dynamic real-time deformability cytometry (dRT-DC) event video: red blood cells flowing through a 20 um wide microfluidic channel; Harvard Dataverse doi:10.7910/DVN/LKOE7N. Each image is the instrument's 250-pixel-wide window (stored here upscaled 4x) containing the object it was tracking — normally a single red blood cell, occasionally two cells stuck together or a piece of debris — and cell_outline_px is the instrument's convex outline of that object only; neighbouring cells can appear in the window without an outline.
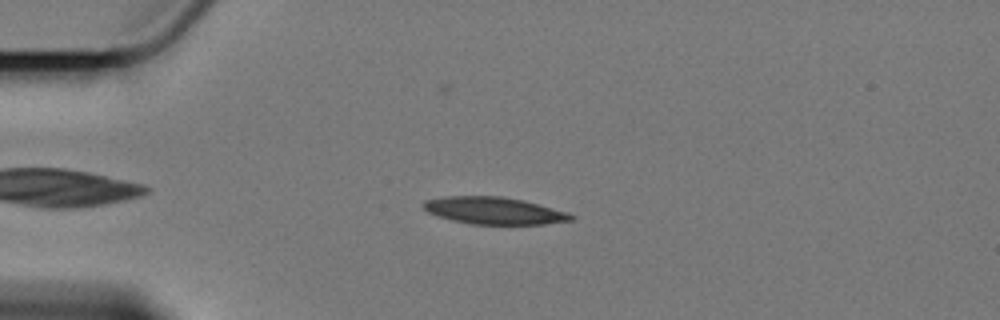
{"species": "Egyptian fruit bat (a non-hibernating species)", "species_latin": "Rousettus aegyptiacus", "temperature_condition": "cold", "stored_images_in_passage": 54, "camera_frame_rate_fps": 3000, "um_per_image_px": 0.085, "animal": {"sex": "female"}, "frame": {"image": 1, "passage_image": 9, "time_ms": 2.667, "image_size_px": [1000, 320], "cell_outline_px": [[576, 216], [572, 220], [544, 224], [472, 224], [452, 220], [428, 212], [424, 208], [424, 200], [448, 196], [500, 196], [524, 200], [568, 212]], "centroid_in_image_um": [42.03, 17.9], "position_along_channel_um": 43.0, "area_um2": 23.18}}
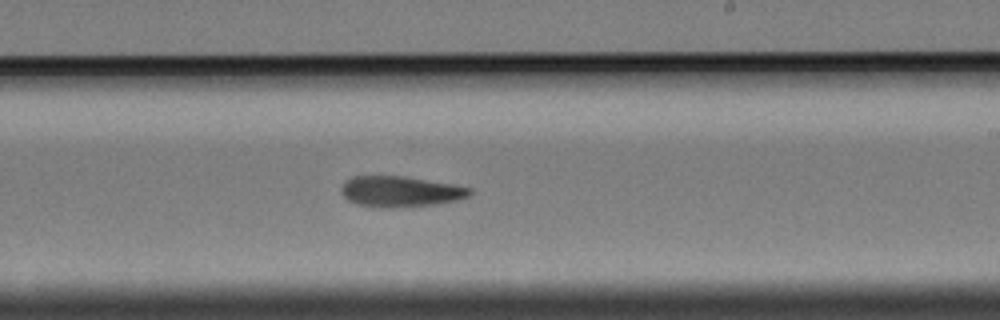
{"frame": {"image": 2, "passage_image": 30, "time_ms": 9.667, "image_size_px": [1000, 320], "cell_outline_px": [[472, 192], [468, 196], [456, 200], [436, 204], [392, 208], [376, 208], [356, 204], [348, 200], [340, 192], [340, 188], [352, 176], [404, 176], [452, 184], [472, 188]], "centroid_in_image_um": [34.01, 16.29], "position_along_channel_um": 255.0, "area_um2": 23.06}}
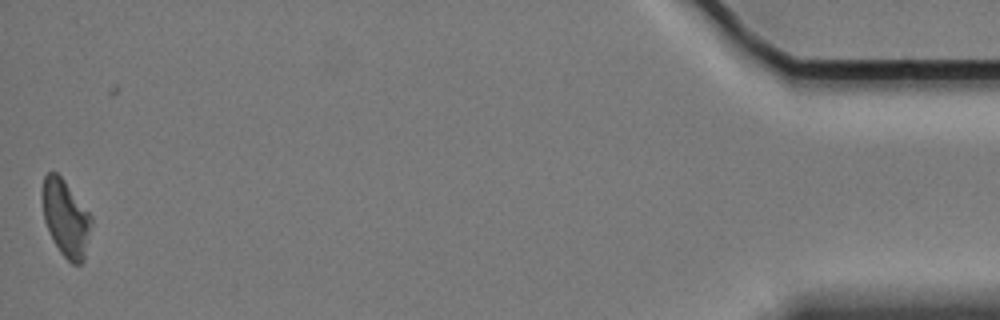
{"frame": {"image": 3, "passage_image": 53, "time_ms": 17.333, "image_size_px": [1000, 320], "cell_outline_px": [[92, 224], [84, 260], [80, 264], [72, 264], [60, 252], [44, 220], [44, 176], [48, 172], [56, 172], [64, 180], [92, 216]], "centroid_in_image_um": [5.64, 18.57], "position_along_channel_um": 429.6, "area_um2": 21.27}, "authors_computed_cell_mechanics": {"area_um2": 23.1489, "velocity_mm_per_s": 3.4046, "shape_relaxation_time_tau1_ms": 5.738, "shape_relaxation_time_tau2_ms": null, "deformation_change_tau1": 0.162, "deformation_change_tau2": null}}